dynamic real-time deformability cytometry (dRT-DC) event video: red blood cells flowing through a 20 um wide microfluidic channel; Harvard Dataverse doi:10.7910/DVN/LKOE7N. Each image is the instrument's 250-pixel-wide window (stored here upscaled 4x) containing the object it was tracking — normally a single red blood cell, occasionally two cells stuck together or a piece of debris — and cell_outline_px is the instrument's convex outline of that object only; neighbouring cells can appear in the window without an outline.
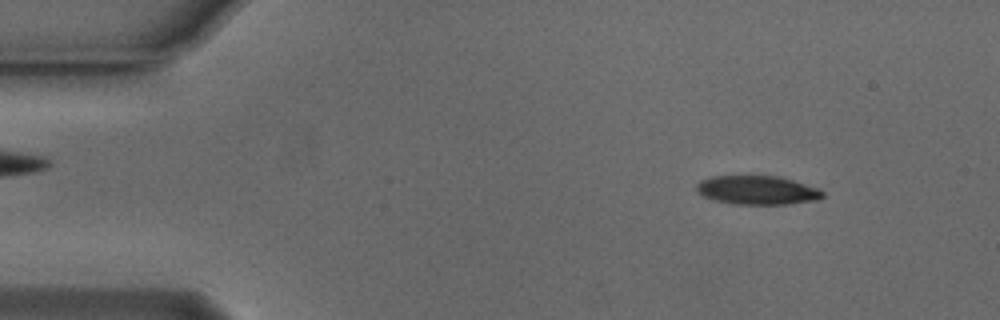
{"species": "Egyptian fruit bat (a non-hibernating species)", "species_latin": "Rousettus aegyptiacus", "temperature_condition": "cold", "stored_images_in_passage": 53, "camera_frame_rate_fps": 3000, "um_per_image_px": 0.085, "animal": {"sex": "male"}, "frame": {"image": 1, "passage_image": 6, "time_ms": 1.667, "image_size_px": [1000, 320], "cell_outline_px": [[824, 196], [816, 200], [784, 204], [736, 204], [716, 200], [704, 196], [696, 192], [696, 184], [700, 180], [712, 176], [780, 176], [816, 188], [824, 192]], "centroid_in_image_um": [64.33, 16.15], "position_along_channel_um": 20.7, "area_um2": 20.98}}
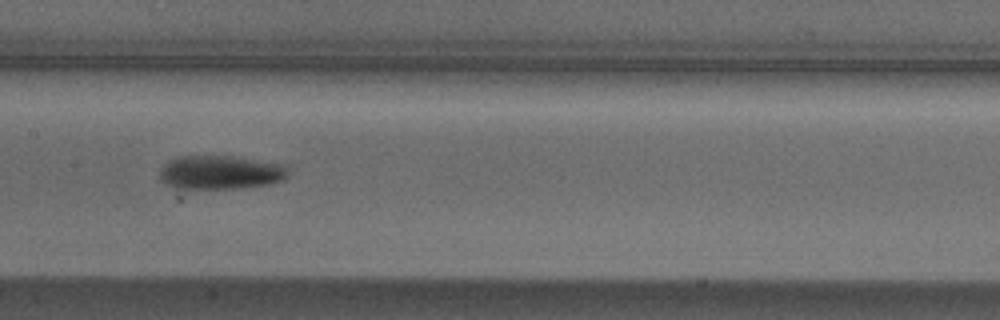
{"frame": {"image": 2, "passage_image": 26, "time_ms": 8.333, "image_size_px": [1000, 320], "cell_outline_px": [[288, 176], [284, 180], [272, 184], [236, 188], [172, 188], [164, 184], [160, 180], [160, 168], [168, 160], [176, 156], [232, 156], [284, 164], [288, 168]], "centroid_in_image_um": [18.72, 14.65], "position_along_channel_um": 188.7, "area_um2": 25.61}}
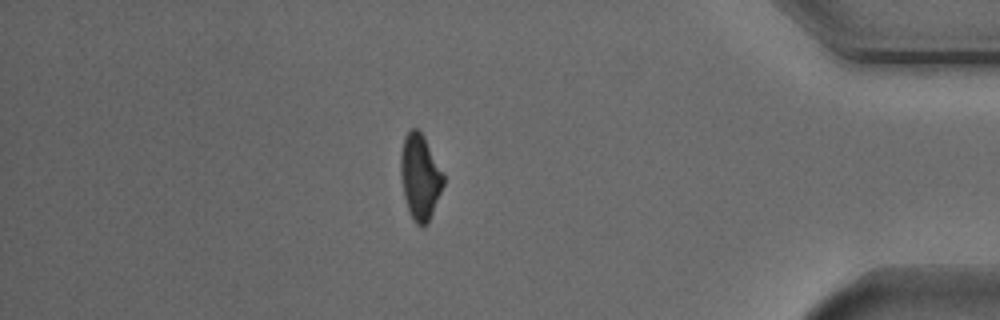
{"frame": {"image": 3, "passage_image": 46, "time_ms": 15.0, "image_size_px": [1000, 320], "cell_outline_px": [[444, 184], [428, 224], [424, 228], [420, 228], [412, 220], [404, 196], [400, 176], [400, 156], [404, 136], [412, 128], [416, 128], [424, 136], [444, 176]], "centroid_in_image_um": [35.69, 15.08], "position_along_channel_um": 399.5, "area_um2": 21.33}, "authors_computed_cell_mechanics": {"area_um2": 22.3686, "velocity_mm_per_s": 3.7636, "shape_relaxation_time_tau1_ms": 2.5363, "shape_relaxation_time_tau2_ms": null, "deformation_change_tau1": 0.1269, "deformation_change_tau2": null}}